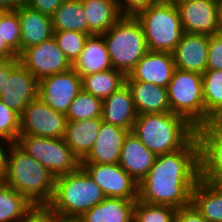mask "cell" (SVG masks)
<instances>
[{"mask_svg":"<svg viewBox=\"0 0 222 222\" xmlns=\"http://www.w3.org/2000/svg\"><path fill=\"white\" fill-rule=\"evenodd\" d=\"M200 178L199 142L196 135L180 150L157 155L139 182V200L179 209L192 204V191Z\"/></svg>","mask_w":222,"mask_h":222,"instance_id":"6da1fadb","label":"cell"},{"mask_svg":"<svg viewBox=\"0 0 222 222\" xmlns=\"http://www.w3.org/2000/svg\"><path fill=\"white\" fill-rule=\"evenodd\" d=\"M56 177L14 143L2 182L24 195L35 206H47L55 190Z\"/></svg>","mask_w":222,"mask_h":222,"instance_id":"7a4b0ae2","label":"cell"},{"mask_svg":"<svg viewBox=\"0 0 222 222\" xmlns=\"http://www.w3.org/2000/svg\"><path fill=\"white\" fill-rule=\"evenodd\" d=\"M132 133L156 155L182 149L195 135L196 128L172 112L140 114Z\"/></svg>","mask_w":222,"mask_h":222,"instance_id":"3957f363","label":"cell"},{"mask_svg":"<svg viewBox=\"0 0 222 222\" xmlns=\"http://www.w3.org/2000/svg\"><path fill=\"white\" fill-rule=\"evenodd\" d=\"M105 198L102 189L80 167L56 177L54 196L47 206L62 220H77Z\"/></svg>","mask_w":222,"mask_h":222,"instance_id":"277c9868","label":"cell"},{"mask_svg":"<svg viewBox=\"0 0 222 222\" xmlns=\"http://www.w3.org/2000/svg\"><path fill=\"white\" fill-rule=\"evenodd\" d=\"M135 17L142 26L148 50L173 53L184 33L174 1L159 0Z\"/></svg>","mask_w":222,"mask_h":222,"instance_id":"5b68a950","label":"cell"},{"mask_svg":"<svg viewBox=\"0 0 222 222\" xmlns=\"http://www.w3.org/2000/svg\"><path fill=\"white\" fill-rule=\"evenodd\" d=\"M101 35L105 40L112 68L125 76L129 75L148 51L142 26L135 16H122Z\"/></svg>","mask_w":222,"mask_h":222,"instance_id":"8992f818","label":"cell"},{"mask_svg":"<svg viewBox=\"0 0 222 222\" xmlns=\"http://www.w3.org/2000/svg\"><path fill=\"white\" fill-rule=\"evenodd\" d=\"M167 92L170 112L181 115L195 128L205 124L202 74L176 68Z\"/></svg>","mask_w":222,"mask_h":222,"instance_id":"52a82bcc","label":"cell"},{"mask_svg":"<svg viewBox=\"0 0 222 222\" xmlns=\"http://www.w3.org/2000/svg\"><path fill=\"white\" fill-rule=\"evenodd\" d=\"M16 144L55 177L74 172L81 167V161L63 138L19 135Z\"/></svg>","mask_w":222,"mask_h":222,"instance_id":"ba28073f","label":"cell"},{"mask_svg":"<svg viewBox=\"0 0 222 222\" xmlns=\"http://www.w3.org/2000/svg\"><path fill=\"white\" fill-rule=\"evenodd\" d=\"M183 31L211 36L222 31L220 0H176Z\"/></svg>","mask_w":222,"mask_h":222,"instance_id":"9c48e42d","label":"cell"},{"mask_svg":"<svg viewBox=\"0 0 222 222\" xmlns=\"http://www.w3.org/2000/svg\"><path fill=\"white\" fill-rule=\"evenodd\" d=\"M67 121L66 114L55 111L36 98L20 115L19 135L64 138Z\"/></svg>","mask_w":222,"mask_h":222,"instance_id":"30bf717a","label":"cell"},{"mask_svg":"<svg viewBox=\"0 0 222 222\" xmlns=\"http://www.w3.org/2000/svg\"><path fill=\"white\" fill-rule=\"evenodd\" d=\"M199 142L200 177L222 187V126L211 121L196 128Z\"/></svg>","mask_w":222,"mask_h":222,"instance_id":"8fae6325","label":"cell"},{"mask_svg":"<svg viewBox=\"0 0 222 222\" xmlns=\"http://www.w3.org/2000/svg\"><path fill=\"white\" fill-rule=\"evenodd\" d=\"M81 167L102 189L106 197L130 200H137L139 198V183L119 163H81Z\"/></svg>","mask_w":222,"mask_h":222,"instance_id":"7c38bea8","label":"cell"},{"mask_svg":"<svg viewBox=\"0 0 222 222\" xmlns=\"http://www.w3.org/2000/svg\"><path fill=\"white\" fill-rule=\"evenodd\" d=\"M19 60L38 80L72 68L54 37L26 48L19 55Z\"/></svg>","mask_w":222,"mask_h":222,"instance_id":"4fadbf2b","label":"cell"},{"mask_svg":"<svg viewBox=\"0 0 222 222\" xmlns=\"http://www.w3.org/2000/svg\"><path fill=\"white\" fill-rule=\"evenodd\" d=\"M81 91V77L71 68L39 80L37 98L55 111L66 114L72 101Z\"/></svg>","mask_w":222,"mask_h":222,"instance_id":"5bb4252c","label":"cell"},{"mask_svg":"<svg viewBox=\"0 0 222 222\" xmlns=\"http://www.w3.org/2000/svg\"><path fill=\"white\" fill-rule=\"evenodd\" d=\"M39 80L18 59H11V74L3 84L0 100L19 115L38 97Z\"/></svg>","mask_w":222,"mask_h":222,"instance_id":"9a60e30c","label":"cell"},{"mask_svg":"<svg viewBox=\"0 0 222 222\" xmlns=\"http://www.w3.org/2000/svg\"><path fill=\"white\" fill-rule=\"evenodd\" d=\"M175 69L173 53L148 50L125 81H142L167 88Z\"/></svg>","mask_w":222,"mask_h":222,"instance_id":"2e32d148","label":"cell"},{"mask_svg":"<svg viewBox=\"0 0 222 222\" xmlns=\"http://www.w3.org/2000/svg\"><path fill=\"white\" fill-rule=\"evenodd\" d=\"M209 36L183 33L173 51L176 68L203 74L207 70Z\"/></svg>","mask_w":222,"mask_h":222,"instance_id":"e0dca14e","label":"cell"},{"mask_svg":"<svg viewBox=\"0 0 222 222\" xmlns=\"http://www.w3.org/2000/svg\"><path fill=\"white\" fill-rule=\"evenodd\" d=\"M15 12L21 24L20 54L28 47L50 40L54 36L51 16L35 11L22 3Z\"/></svg>","mask_w":222,"mask_h":222,"instance_id":"ac0fdd59","label":"cell"},{"mask_svg":"<svg viewBox=\"0 0 222 222\" xmlns=\"http://www.w3.org/2000/svg\"><path fill=\"white\" fill-rule=\"evenodd\" d=\"M129 132L102 122L93 149L81 163H119L123 142Z\"/></svg>","mask_w":222,"mask_h":222,"instance_id":"d6986e66","label":"cell"},{"mask_svg":"<svg viewBox=\"0 0 222 222\" xmlns=\"http://www.w3.org/2000/svg\"><path fill=\"white\" fill-rule=\"evenodd\" d=\"M130 88L125 83L103 100L102 121L132 132L137 118Z\"/></svg>","mask_w":222,"mask_h":222,"instance_id":"ffe728a7","label":"cell"},{"mask_svg":"<svg viewBox=\"0 0 222 222\" xmlns=\"http://www.w3.org/2000/svg\"><path fill=\"white\" fill-rule=\"evenodd\" d=\"M156 157L155 153L129 132L123 142L119 165L139 183L154 164Z\"/></svg>","mask_w":222,"mask_h":222,"instance_id":"44dd1931","label":"cell"},{"mask_svg":"<svg viewBox=\"0 0 222 222\" xmlns=\"http://www.w3.org/2000/svg\"><path fill=\"white\" fill-rule=\"evenodd\" d=\"M72 69L80 76L112 69L110 55L102 35H90Z\"/></svg>","mask_w":222,"mask_h":222,"instance_id":"7402d4cb","label":"cell"},{"mask_svg":"<svg viewBox=\"0 0 222 222\" xmlns=\"http://www.w3.org/2000/svg\"><path fill=\"white\" fill-rule=\"evenodd\" d=\"M138 115L170 112L167 88L142 81H125Z\"/></svg>","mask_w":222,"mask_h":222,"instance_id":"603a6c76","label":"cell"},{"mask_svg":"<svg viewBox=\"0 0 222 222\" xmlns=\"http://www.w3.org/2000/svg\"><path fill=\"white\" fill-rule=\"evenodd\" d=\"M102 122V118L67 121L63 139L80 161L93 149Z\"/></svg>","mask_w":222,"mask_h":222,"instance_id":"cb8c5ba5","label":"cell"},{"mask_svg":"<svg viewBox=\"0 0 222 222\" xmlns=\"http://www.w3.org/2000/svg\"><path fill=\"white\" fill-rule=\"evenodd\" d=\"M136 200L106 197L80 216L78 222H133Z\"/></svg>","mask_w":222,"mask_h":222,"instance_id":"d4e9b609","label":"cell"},{"mask_svg":"<svg viewBox=\"0 0 222 222\" xmlns=\"http://www.w3.org/2000/svg\"><path fill=\"white\" fill-rule=\"evenodd\" d=\"M88 21V35L107 32L121 17L117 0H81Z\"/></svg>","mask_w":222,"mask_h":222,"instance_id":"484cf974","label":"cell"},{"mask_svg":"<svg viewBox=\"0 0 222 222\" xmlns=\"http://www.w3.org/2000/svg\"><path fill=\"white\" fill-rule=\"evenodd\" d=\"M192 204L208 222H222V187L200 177L192 191Z\"/></svg>","mask_w":222,"mask_h":222,"instance_id":"4316f807","label":"cell"},{"mask_svg":"<svg viewBox=\"0 0 222 222\" xmlns=\"http://www.w3.org/2000/svg\"><path fill=\"white\" fill-rule=\"evenodd\" d=\"M54 31L88 34V21L81 0H65L51 16Z\"/></svg>","mask_w":222,"mask_h":222,"instance_id":"83f0119b","label":"cell"},{"mask_svg":"<svg viewBox=\"0 0 222 222\" xmlns=\"http://www.w3.org/2000/svg\"><path fill=\"white\" fill-rule=\"evenodd\" d=\"M205 124L222 118V70H206L202 74Z\"/></svg>","mask_w":222,"mask_h":222,"instance_id":"f1b7e54d","label":"cell"},{"mask_svg":"<svg viewBox=\"0 0 222 222\" xmlns=\"http://www.w3.org/2000/svg\"><path fill=\"white\" fill-rule=\"evenodd\" d=\"M126 76L118 70L92 73L82 76V90L102 100L112 95L125 84Z\"/></svg>","mask_w":222,"mask_h":222,"instance_id":"f546056e","label":"cell"},{"mask_svg":"<svg viewBox=\"0 0 222 222\" xmlns=\"http://www.w3.org/2000/svg\"><path fill=\"white\" fill-rule=\"evenodd\" d=\"M34 207L24 195L9 185L0 183V222H18Z\"/></svg>","mask_w":222,"mask_h":222,"instance_id":"4dcf8cb0","label":"cell"},{"mask_svg":"<svg viewBox=\"0 0 222 222\" xmlns=\"http://www.w3.org/2000/svg\"><path fill=\"white\" fill-rule=\"evenodd\" d=\"M103 100L81 91L72 101L66 117L68 121L102 118Z\"/></svg>","mask_w":222,"mask_h":222,"instance_id":"1f68e13d","label":"cell"},{"mask_svg":"<svg viewBox=\"0 0 222 222\" xmlns=\"http://www.w3.org/2000/svg\"><path fill=\"white\" fill-rule=\"evenodd\" d=\"M176 210L168 205H152L137 199L133 222H174Z\"/></svg>","mask_w":222,"mask_h":222,"instance_id":"d6a6232c","label":"cell"},{"mask_svg":"<svg viewBox=\"0 0 222 222\" xmlns=\"http://www.w3.org/2000/svg\"><path fill=\"white\" fill-rule=\"evenodd\" d=\"M53 37L66 59L73 65L83 50L89 35L77 31H54Z\"/></svg>","mask_w":222,"mask_h":222,"instance_id":"836d02e7","label":"cell"},{"mask_svg":"<svg viewBox=\"0 0 222 222\" xmlns=\"http://www.w3.org/2000/svg\"><path fill=\"white\" fill-rule=\"evenodd\" d=\"M0 37L19 56L21 40V24L15 11H8L0 21Z\"/></svg>","mask_w":222,"mask_h":222,"instance_id":"e575fe53","label":"cell"},{"mask_svg":"<svg viewBox=\"0 0 222 222\" xmlns=\"http://www.w3.org/2000/svg\"><path fill=\"white\" fill-rule=\"evenodd\" d=\"M20 132V115L0 100V137L16 143Z\"/></svg>","mask_w":222,"mask_h":222,"instance_id":"d590c367","label":"cell"},{"mask_svg":"<svg viewBox=\"0 0 222 222\" xmlns=\"http://www.w3.org/2000/svg\"><path fill=\"white\" fill-rule=\"evenodd\" d=\"M207 70H222V31L209 36Z\"/></svg>","mask_w":222,"mask_h":222,"instance_id":"8d00e7d4","label":"cell"},{"mask_svg":"<svg viewBox=\"0 0 222 222\" xmlns=\"http://www.w3.org/2000/svg\"><path fill=\"white\" fill-rule=\"evenodd\" d=\"M62 219L48 206H35L18 222H61Z\"/></svg>","mask_w":222,"mask_h":222,"instance_id":"74e56055","label":"cell"},{"mask_svg":"<svg viewBox=\"0 0 222 222\" xmlns=\"http://www.w3.org/2000/svg\"><path fill=\"white\" fill-rule=\"evenodd\" d=\"M159 0H117L118 9L122 16H135L143 9L150 7Z\"/></svg>","mask_w":222,"mask_h":222,"instance_id":"f35d334b","label":"cell"},{"mask_svg":"<svg viewBox=\"0 0 222 222\" xmlns=\"http://www.w3.org/2000/svg\"><path fill=\"white\" fill-rule=\"evenodd\" d=\"M65 0H24V3L35 11L52 16Z\"/></svg>","mask_w":222,"mask_h":222,"instance_id":"ab89813d","label":"cell"},{"mask_svg":"<svg viewBox=\"0 0 222 222\" xmlns=\"http://www.w3.org/2000/svg\"><path fill=\"white\" fill-rule=\"evenodd\" d=\"M174 222H208L193 204L176 210Z\"/></svg>","mask_w":222,"mask_h":222,"instance_id":"60d3db41","label":"cell"},{"mask_svg":"<svg viewBox=\"0 0 222 222\" xmlns=\"http://www.w3.org/2000/svg\"><path fill=\"white\" fill-rule=\"evenodd\" d=\"M3 140L6 144H8V147L7 148L8 150H4V146L3 145ZM2 141V143H1ZM0 176L3 177L4 173H5V170H6V167H7V161H8V152H9V149L10 147L14 144V142L6 139V138H3V137H0Z\"/></svg>","mask_w":222,"mask_h":222,"instance_id":"b9f144b4","label":"cell"},{"mask_svg":"<svg viewBox=\"0 0 222 222\" xmlns=\"http://www.w3.org/2000/svg\"><path fill=\"white\" fill-rule=\"evenodd\" d=\"M11 74V59L0 60V98L3 95V84Z\"/></svg>","mask_w":222,"mask_h":222,"instance_id":"7bdbcfd3","label":"cell"},{"mask_svg":"<svg viewBox=\"0 0 222 222\" xmlns=\"http://www.w3.org/2000/svg\"><path fill=\"white\" fill-rule=\"evenodd\" d=\"M18 58L19 56L7 45L6 41L0 37V60Z\"/></svg>","mask_w":222,"mask_h":222,"instance_id":"ee69618b","label":"cell"},{"mask_svg":"<svg viewBox=\"0 0 222 222\" xmlns=\"http://www.w3.org/2000/svg\"><path fill=\"white\" fill-rule=\"evenodd\" d=\"M24 0H0V8L7 11H15Z\"/></svg>","mask_w":222,"mask_h":222,"instance_id":"f6af8a7d","label":"cell"},{"mask_svg":"<svg viewBox=\"0 0 222 222\" xmlns=\"http://www.w3.org/2000/svg\"><path fill=\"white\" fill-rule=\"evenodd\" d=\"M7 12H8L7 10L0 8V21H1L2 17H3Z\"/></svg>","mask_w":222,"mask_h":222,"instance_id":"bcb514c9","label":"cell"},{"mask_svg":"<svg viewBox=\"0 0 222 222\" xmlns=\"http://www.w3.org/2000/svg\"><path fill=\"white\" fill-rule=\"evenodd\" d=\"M220 13H221V25H222V0H220Z\"/></svg>","mask_w":222,"mask_h":222,"instance_id":"7dc6e473","label":"cell"},{"mask_svg":"<svg viewBox=\"0 0 222 222\" xmlns=\"http://www.w3.org/2000/svg\"><path fill=\"white\" fill-rule=\"evenodd\" d=\"M61 222H78L77 220H62Z\"/></svg>","mask_w":222,"mask_h":222,"instance_id":"c3c4849f","label":"cell"},{"mask_svg":"<svg viewBox=\"0 0 222 222\" xmlns=\"http://www.w3.org/2000/svg\"><path fill=\"white\" fill-rule=\"evenodd\" d=\"M217 122L222 126V118L217 120Z\"/></svg>","mask_w":222,"mask_h":222,"instance_id":"681fc988","label":"cell"}]
</instances>
